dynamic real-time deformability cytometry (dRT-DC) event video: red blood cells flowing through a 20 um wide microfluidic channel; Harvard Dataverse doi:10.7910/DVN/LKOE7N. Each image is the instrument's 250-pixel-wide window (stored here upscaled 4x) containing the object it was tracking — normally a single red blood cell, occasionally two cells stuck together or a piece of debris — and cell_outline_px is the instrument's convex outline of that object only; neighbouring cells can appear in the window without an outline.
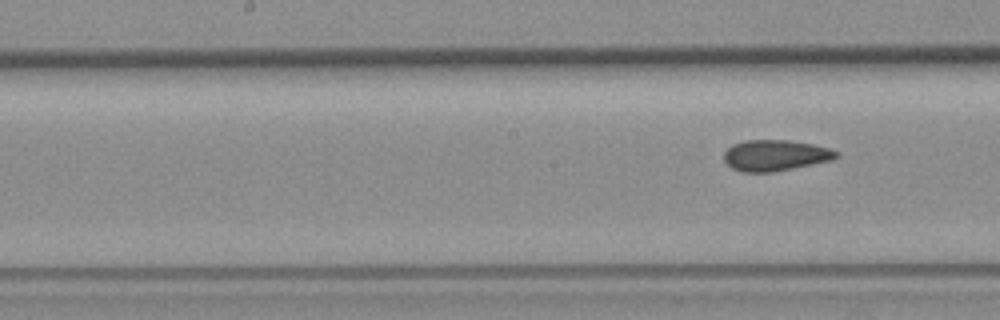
{"species": "common noctule bat (a hibernating species)", "species_latin": "Nyctalus noctula", "temperature_condition": "room temperature", "stored_images_in_passage": 5, "segment_of_instrument_passage": [2, 2], "camera_frame_rate_fps": 3000, "um_per_image_px": 0.085, "animal": {"sex": "female", "body_mass_g": 19.3, "forearm_length_mm": 54.1}, "frame": {"image": 1, "passage_image": 5, "time_ms": 5.667, "image_size_px": [1000, 320], "cell_outline_px": [[840, 156], [832, 160], [772, 172], [740, 172], [732, 168], [724, 160], [724, 152], [732, 144], [744, 140], [788, 140], [812, 144], [828, 148], [840, 152]], "centroid_in_image_um": [65.89, 13.2], "position_along_channel_um": 182.3, "area_um2": 20.29}}